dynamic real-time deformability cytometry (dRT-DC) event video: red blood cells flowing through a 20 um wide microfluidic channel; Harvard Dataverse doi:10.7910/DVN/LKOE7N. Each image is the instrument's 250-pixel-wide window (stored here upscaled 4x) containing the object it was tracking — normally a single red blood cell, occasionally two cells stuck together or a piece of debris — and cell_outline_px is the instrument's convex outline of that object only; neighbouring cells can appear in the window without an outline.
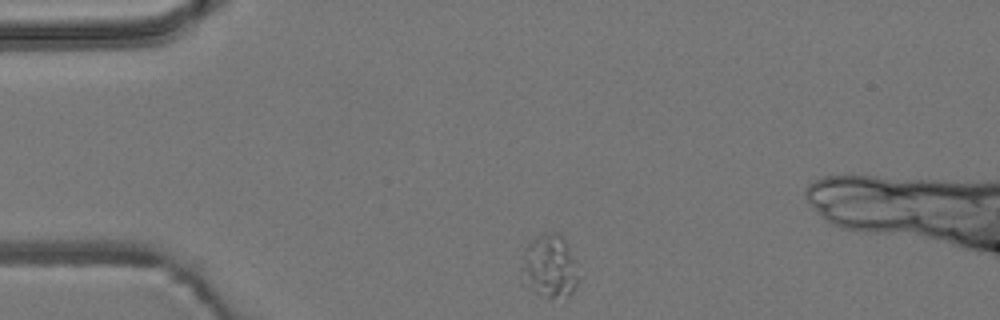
{"species": "common noctule bat (a hibernating species)", "species_latin": "Nyctalus noctula", "temperature_condition": "room temperature", "stored_images_in_passage": 46, "camera_frame_rate_fps": 3000, "um_per_image_px": 0.085, "animal": {"sex": "male", "body_mass_g": 19.2, "forearm_length_mm": 51.8}, "frame": {"image": 1, "passage_image": 1, "time_ms": 0.0, "image_size_px": [1000, 320], "cell_outline_px": [[580, 280], [576, 288], [568, 296], [548, 296], [536, 292], [524, 284], [524, 268], [528, 248], [532, 240], [536, 236], [544, 232], [560, 232], [564, 236], [568, 244], [576, 264]], "centroid_in_image_um": [46.82, 22.6], "position_along_channel_um": 38.2, "area_um2": 20.35}}
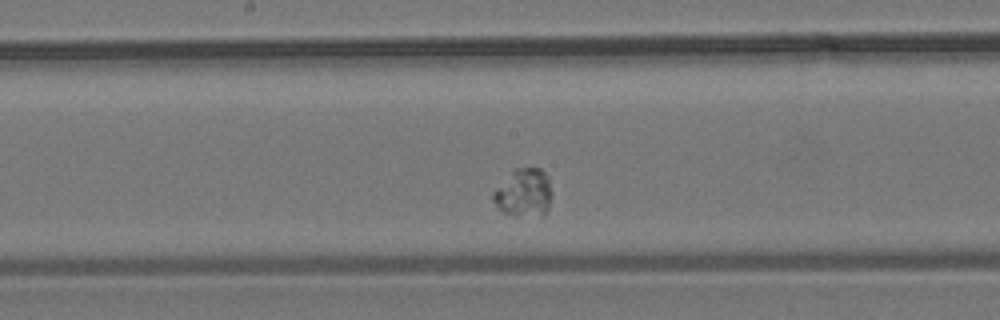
{"frame": {"image": 2, "passage_image": 18, "time_ms": 5.667, "image_size_px": [1000, 320], "cell_outline_px": [[552, 192], [548, 208], [544, 216], [516, 216], [504, 212], [492, 200], [492, 192], [512, 168], [540, 168], [548, 176]], "centroid_in_image_um": [44.52, 16.37], "position_along_channel_um": 203.7, "area_um2": 16.76}}
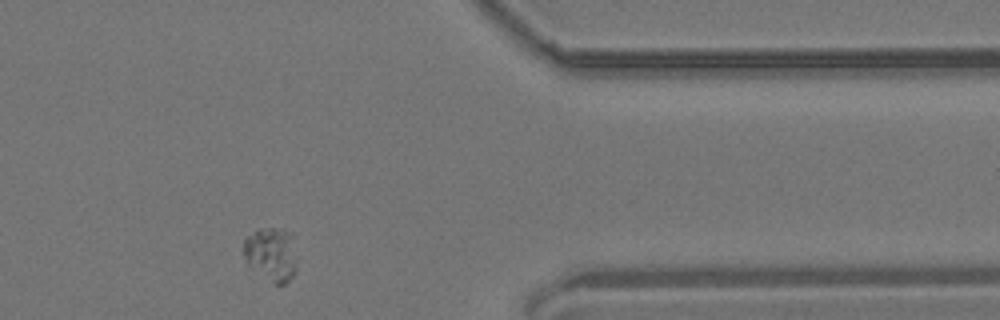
{"frame": {"image": 3, "passage_image": 35, "time_ms": 11.333, "image_size_px": [1000, 320], "cell_outline_px": [[296, 272], [284, 284], [276, 284], [248, 264], [244, 256], [244, 240], [248, 236], [256, 232], [268, 228], [276, 228], [292, 232], [296, 268]], "centroid_in_image_um": [23.09, 21.59], "position_along_channel_um": 388.3, "area_um2": 16.13}}